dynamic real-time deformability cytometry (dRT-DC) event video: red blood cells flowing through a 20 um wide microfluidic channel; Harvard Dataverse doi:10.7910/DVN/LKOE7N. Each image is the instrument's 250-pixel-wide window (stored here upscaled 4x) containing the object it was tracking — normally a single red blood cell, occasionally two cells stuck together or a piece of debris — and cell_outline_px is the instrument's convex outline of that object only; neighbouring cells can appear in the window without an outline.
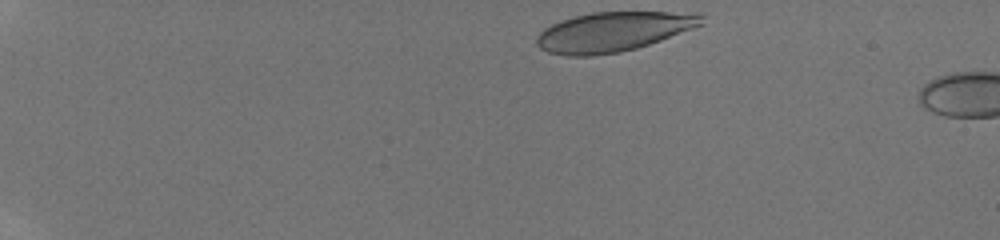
{"species": "human", "species_latin": "Homo sapiens", "temperature_condition": "room temperature", "stored_images_in_passage": 8, "camera_frame_rate_fps": 3000, "um_per_image_px": 0.085, "donor": {"sex": "male"}, "frame": {"image": 1, "passage_image": 1, "time_ms": 0.0, "image_size_px": [1000, 240], "cell_outline_px": [[704, 24], [660, 40], [636, 48], [620, 52], [592, 56], [568, 56], [548, 52], [540, 48], [536, 44], [536, 36], [544, 28], [560, 20], [592, 12], [704, 12]], "centroid_in_image_um": [52.14, 2.69], "position_along_channel_um": 32.9, "area_um2": 38.21}}